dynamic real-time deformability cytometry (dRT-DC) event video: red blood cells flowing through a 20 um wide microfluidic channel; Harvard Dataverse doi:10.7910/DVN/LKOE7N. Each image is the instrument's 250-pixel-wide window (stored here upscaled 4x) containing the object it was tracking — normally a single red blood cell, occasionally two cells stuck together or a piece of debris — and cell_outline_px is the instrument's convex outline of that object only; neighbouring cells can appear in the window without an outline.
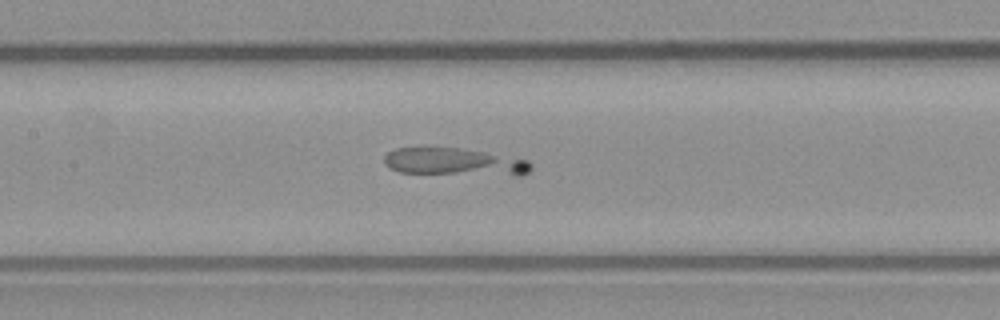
{"species": "common noctule bat (a hibernating species)", "species_latin": "Nyctalus noctula", "temperature_condition": "warm", "stored_images_in_passage": 38, "segment_of_instrument_passage": [1, 3], "camera_frame_rate_fps": 3000, "um_per_image_px": 0.085, "animal": {"sex": "male", "body_mass_g": 23.1, "forearm_length_mm": 52.7}, "frame": {"image": 1, "passage_image": 11, "time_ms": 3.333, "image_size_px": [1000, 320], "cell_outline_px": [[532, 168], [528, 172], [520, 176], [516, 176], [400, 172], [384, 164], [384, 156], [388, 152], [396, 148], [416, 144], [424, 144], [460, 148], [484, 152], [528, 160], [532, 164]], "centroid_in_image_um": [38.56, 13.72], "position_along_channel_um": 168.8, "area_um2": 24.51}}
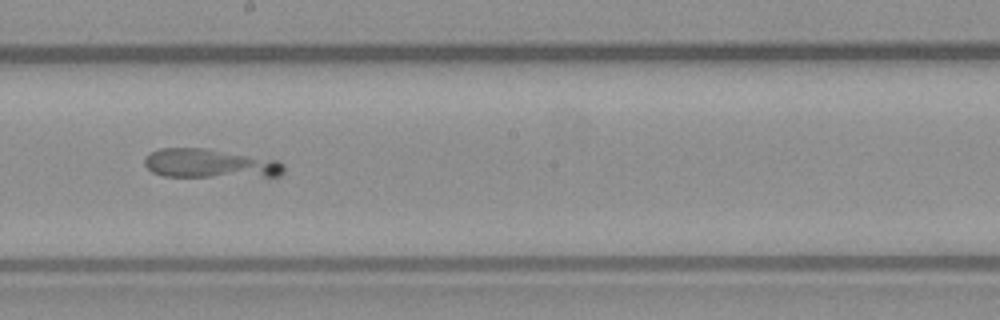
{"frame": {"image": 2, "passage_image": 16, "time_ms": 5.0, "image_size_px": [1000, 320], "cell_outline_px": [[284, 172], [280, 176], [164, 176], [152, 172], [144, 164], [144, 156], [160, 148], [204, 148], [276, 160], [284, 164]], "centroid_in_image_um": [17.8, 13.9], "position_along_channel_um": 230.4, "area_um2": 23.24}}
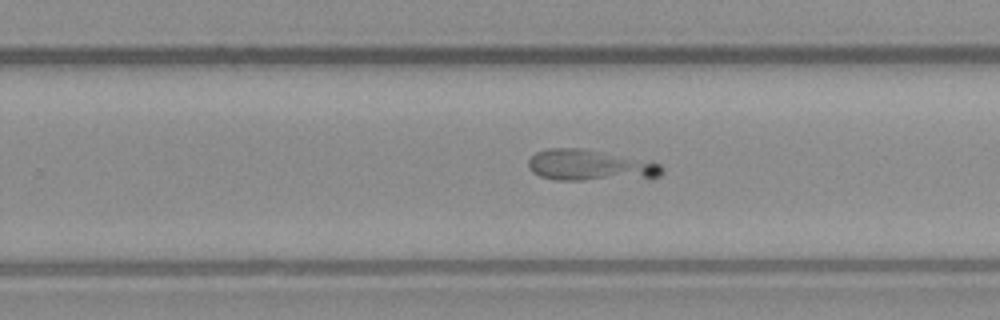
{"frame": {"image": 3, "passage_image": 20, "time_ms": 6.333, "image_size_px": [1000, 320], "cell_outline_px": [[664, 172], [660, 176], [652, 180], [556, 180], [540, 176], [532, 172], [528, 168], [528, 160], [536, 152], [548, 148], [584, 148], [660, 164], [664, 168]], "centroid_in_image_um": [50.21, 14.09], "position_along_channel_um": 279.6, "area_um2": 24.74}}